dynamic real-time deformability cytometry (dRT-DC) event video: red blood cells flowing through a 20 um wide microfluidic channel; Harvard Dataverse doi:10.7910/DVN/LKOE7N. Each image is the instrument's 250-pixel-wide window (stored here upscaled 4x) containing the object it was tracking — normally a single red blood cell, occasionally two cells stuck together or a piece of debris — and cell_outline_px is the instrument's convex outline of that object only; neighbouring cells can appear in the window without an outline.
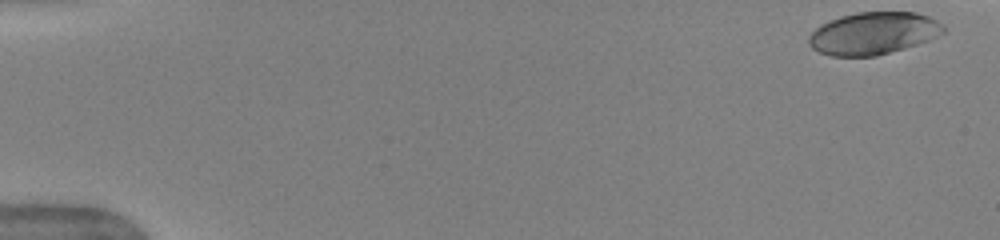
{"species": "human", "species_latin": "Homo sapiens", "temperature_condition": "warm", "stored_images_in_passage": 46, "camera_frame_rate_fps": 3000, "um_per_image_px": 0.085, "donor": {"sex": "female"}, "frame": {"image": 1, "passage_image": 1, "time_ms": 0.0, "image_size_px": [1000, 240], "cell_outline_px": [[944, 32], [928, 40], [904, 48], [876, 56], [832, 56], [820, 52], [812, 48], [808, 44], [808, 36], [820, 24], [840, 16], [856, 12], [916, 12], [928, 16], [944, 24]], "centroid_in_image_um": [74.21, 2.82], "position_along_channel_um": 10.8, "area_um2": 33.18}}
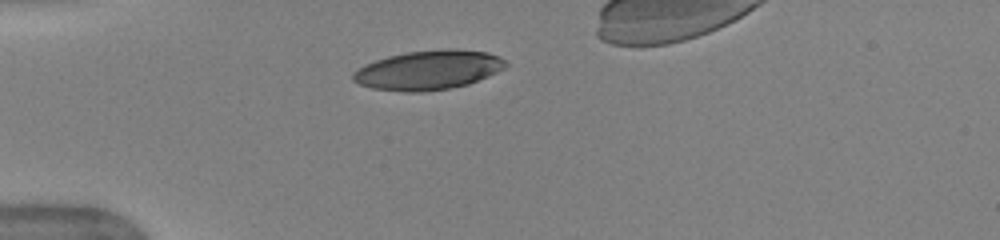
{"frame": {"image": 2, "passage_image": 14, "time_ms": 4.333, "image_size_px": [1000, 240], "cell_outline_px": [[508, 64], [504, 68], [496, 72], [468, 84], [448, 88], [424, 92], [404, 92], [372, 88], [360, 84], [352, 80], [352, 72], [376, 60], [388, 56], [408, 52], [448, 48], [452, 48], [488, 52], [500, 56]], "centroid_in_image_um": [36.42, 5.95], "position_along_channel_um": 48.6, "area_um2": 34.8}}
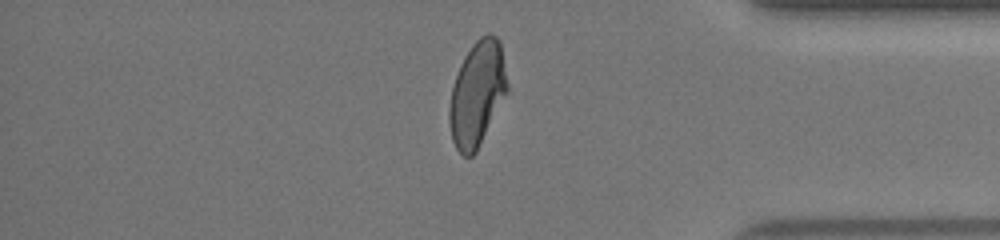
{"frame": {"image": 3, "passage_image": 43, "time_ms": 14.0, "image_size_px": [1000, 240], "cell_outline_px": [[508, 92], [476, 152], [472, 156], [464, 156], [456, 148], [452, 140], [448, 120], [448, 108], [452, 88], [460, 64], [464, 56], [472, 44], [480, 36], [488, 32], [496, 36], [500, 40], [508, 84]], "centroid_in_image_um": [40.56, 7.95], "position_along_channel_um": 394.6, "area_um2": 35.6}}